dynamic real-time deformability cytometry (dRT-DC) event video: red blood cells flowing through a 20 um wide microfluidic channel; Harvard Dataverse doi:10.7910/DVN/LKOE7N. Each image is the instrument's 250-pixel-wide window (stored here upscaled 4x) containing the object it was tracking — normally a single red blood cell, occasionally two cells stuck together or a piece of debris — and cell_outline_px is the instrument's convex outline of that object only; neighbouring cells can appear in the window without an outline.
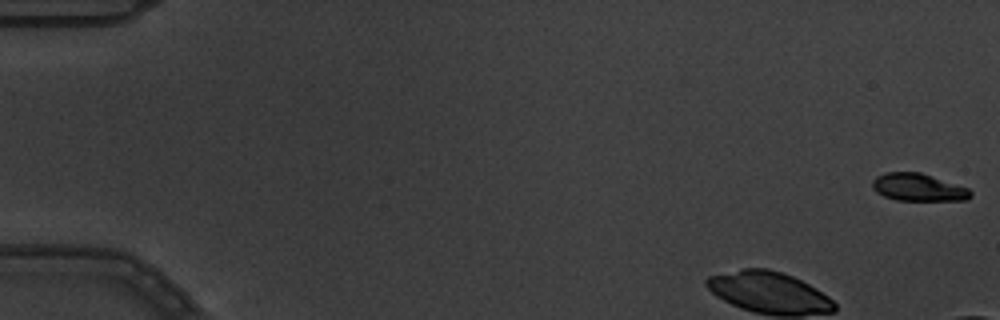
{"species": "common noctule bat (a hibernating species)", "species_latin": "Nyctalus noctula", "temperature_condition": "warm", "stored_images_in_passage": 4, "camera_frame_rate_fps": 3000, "um_per_image_px": 0.085, "animal": {"sex": "male", "body_mass_g": 19.5, "forearm_length_mm": 54.6}, "frame": {"image": 1, "passage_image": 1, "time_ms": 0.0, "image_size_px": [1000, 320], "cell_outline_px": [[972, 196], [968, 200], [896, 200], [884, 196], [876, 192], [872, 188], [872, 180], [876, 176], [884, 172], [920, 172], [968, 188], [972, 192]], "centroid_in_image_um": [78.03, 15.92], "position_along_channel_um": 7.0, "area_um2": 15.78}}